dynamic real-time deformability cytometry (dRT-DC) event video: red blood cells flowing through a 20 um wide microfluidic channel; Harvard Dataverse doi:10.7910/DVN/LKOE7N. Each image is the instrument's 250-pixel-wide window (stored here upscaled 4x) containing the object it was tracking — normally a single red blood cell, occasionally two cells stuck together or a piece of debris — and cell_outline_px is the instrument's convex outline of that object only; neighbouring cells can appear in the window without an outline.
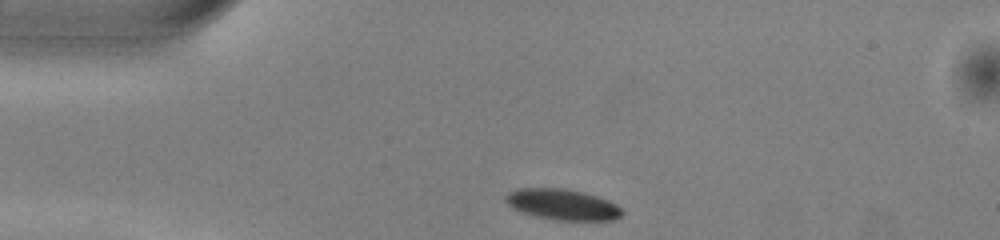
{"species": "common noctule bat (a hibernating species)", "species_latin": "Nyctalus noctula", "temperature_condition": "warm", "stored_images_in_passage": 41, "camera_frame_rate_fps": 3000, "um_per_image_px": 0.085, "animal": {"sex": "male", "body_mass_g": 13.0, "forearm_length_mm": 53.1}, "frame": {"image": 1, "passage_image": 1, "time_ms": 0.0, "image_size_px": [1000, 240], "cell_outline_px": [[624, 212], [616, 220], [556, 220], [536, 216], [520, 212], [512, 208], [504, 200], [504, 196], [508, 192], [516, 188], [564, 188], [584, 192], [608, 200], [616, 204]], "centroid_in_image_um": [47.78, 17.37], "position_along_channel_um": 37.2, "area_um2": 21.1}}
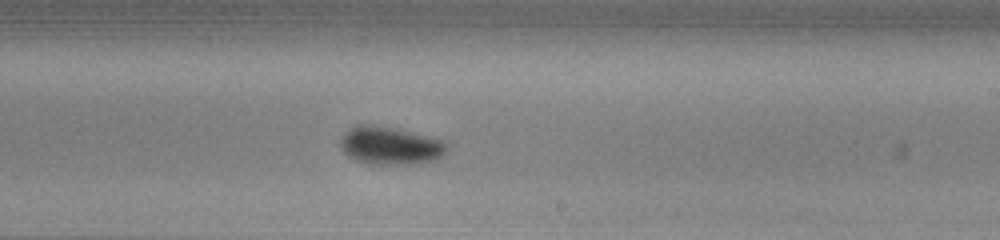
{"frame": {"image": 2, "passage_image": 20, "time_ms": 6.333, "image_size_px": [1000, 240], "cell_outline_px": [[448, 148], [436, 160], [416, 164], [368, 164], [356, 160], [348, 156], [340, 148], [340, 140], [344, 132], [348, 128], [360, 124], [372, 124], [400, 128], [444, 140], [448, 144]], "centroid_in_image_um": [33.16, 12.36], "position_along_channel_um": 255.8, "area_um2": 24.04}}
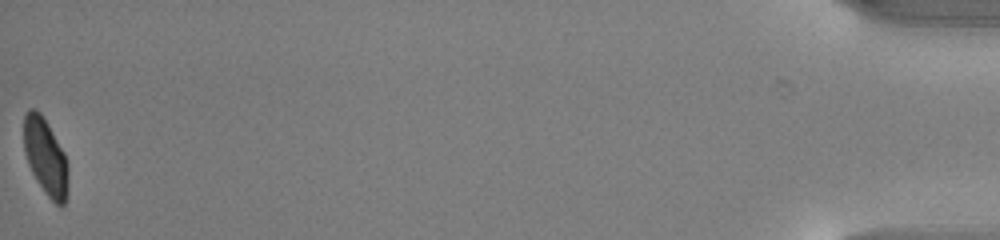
{"frame": {"image": 3, "passage_image": 41, "time_ms": 13.333, "image_size_px": [1000, 240], "cell_outline_px": [[68, 196], [64, 204], [60, 208], [44, 192], [36, 180], [28, 164], [24, 152], [24, 116], [28, 108], [36, 108], [40, 112], [48, 124], [64, 152], [68, 164]], "centroid_in_image_um": [3.88, 13.35], "position_along_channel_um": 431.3, "area_um2": 20.11}, "authors_computed_cell_mechanics": {"area_um2": 22.1374, "velocity_mm_per_s": 3.9989, "shape_relaxation_time_tau1_ms": 2.3663, "shape_relaxation_time_tau2_ms": 3.7394, "deformation_change_tau1": 0.1118, "deformation_change_tau2": 0.0582}}